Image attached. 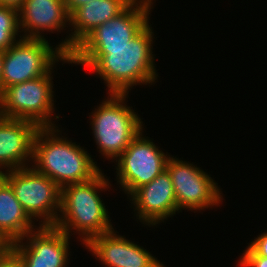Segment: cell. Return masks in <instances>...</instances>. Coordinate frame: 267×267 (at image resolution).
I'll list each match as a JSON object with an SVG mask.
<instances>
[{"label": "cell", "instance_id": "cell-1", "mask_svg": "<svg viewBox=\"0 0 267 267\" xmlns=\"http://www.w3.org/2000/svg\"><path fill=\"white\" fill-rule=\"evenodd\" d=\"M153 33L148 24L119 48H75L69 55L71 64L84 65L98 74L109 93L129 94L134 85H152L158 78L152 54Z\"/></svg>", "mask_w": 267, "mask_h": 267}, {"label": "cell", "instance_id": "cell-2", "mask_svg": "<svg viewBox=\"0 0 267 267\" xmlns=\"http://www.w3.org/2000/svg\"><path fill=\"white\" fill-rule=\"evenodd\" d=\"M108 180L100 170L88 181L62 187L60 213L54 226L68 236H71L72 230H76L84 246L92 238L114 230L98 193L110 188Z\"/></svg>", "mask_w": 267, "mask_h": 267}, {"label": "cell", "instance_id": "cell-3", "mask_svg": "<svg viewBox=\"0 0 267 267\" xmlns=\"http://www.w3.org/2000/svg\"><path fill=\"white\" fill-rule=\"evenodd\" d=\"M58 126L39 127L34 140L32 165L61 188L93 178L101 169L84 147L61 137ZM59 132V133H58ZM58 133V134H57ZM60 134V135H59Z\"/></svg>", "mask_w": 267, "mask_h": 267}, {"label": "cell", "instance_id": "cell-4", "mask_svg": "<svg viewBox=\"0 0 267 267\" xmlns=\"http://www.w3.org/2000/svg\"><path fill=\"white\" fill-rule=\"evenodd\" d=\"M107 95L89 117L99 153L115 161L144 127L141 118L125 103L128 94Z\"/></svg>", "mask_w": 267, "mask_h": 267}, {"label": "cell", "instance_id": "cell-5", "mask_svg": "<svg viewBox=\"0 0 267 267\" xmlns=\"http://www.w3.org/2000/svg\"><path fill=\"white\" fill-rule=\"evenodd\" d=\"M11 186L29 217L40 226H54L61 204V187L30 166L0 174ZM42 218V219H41Z\"/></svg>", "mask_w": 267, "mask_h": 267}, {"label": "cell", "instance_id": "cell-6", "mask_svg": "<svg viewBox=\"0 0 267 267\" xmlns=\"http://www.w3.org/2000/svg\"><path fill=\"white\" fill-rule=\"evenodd\" d=\"M52 71L34 80L5 88L0 97V116L28 120L38 127H56L52 117L59 119V116L53 114Z\"/></svg>", "mask_w": 267, "mask_h": 267}, {"label": "cell", "instance_id": "cell-7", "mask_svg": "<svg viewBox=\"0 0 267 267\" xmlns=\"http://www.w3.org/2000/svg\"><path fill=\"white\" fill-rule=\"evenodd\" d=\"M4 51L2 92L5 88L39 78L51 70L55 63H71V58L58 46L53 48L46 39L22 38ZM55 49V50H54Z\"/></svg>", "mask_w": 267, "mask_h": 267}, {"label": "cell", "instance_id": "cell-8", "mask_svg": "<svg viewBox=\"0 0 267 267\" xmlns=\"http://www.w3.org/2000/svg\"><path fill=\"white\" fill-rule=\"evenodd\" d=\"M141 131L116 159L117 183L122 191L130 196L137 188L150 183L166 170L170 155L159 150L158 146Z\"/></svg>", "mask_w": 267, "mask_h": 267}, {"label": "cell", "instance_id": "cell-9", "mask_svg": "<svg viewBox=\"0 0 267 267\" xmlns=\"http://www.w3.org/2000/svg\"><path fill=\"white\" fill-rule=\"evenodd\" d=\"M166 170L170 174L178 211H201L223 202L218 184L196 165L178 158L169 157Z\"/></svg>", "mask_w": 267, "mask_h": 267}, {"label": "cell", "instance_id": "cell-10", "mask_svg": "<svg viewBox=\"0 0 267 267\" xmlns=\"http://www.w3.org/2000/svg\"><path fill=\"white\" fill-rule=\"evenodd\" d=\"M153 0H133L121 13L96 27L75 48H119L148 24Z\"/></svg>", "mask_w": 267, "mask_h": 267}, {"label": "cell", "instance_id": "cell-11", "mask_svg": "<svg viewBox=\"0 0 267 267\" xmlns=\"http://www.w3.org/2000/svg\"><path fill=\"white\" fill-rule=\"evenodd\" d=\"M25 237L15 241L12 248L24 267H65L68 265L71 237L64 231L55 226H38L35 231L29 232ZM25 239L26 243L23 242Z\"/></svg>", "mask_w": 267, "mask_h": 267}, {"label": "cell", "instance_id": "cell-12", "mask_svg": "<svg viewBox=\"0 0 267 267\" xmlns=\"http://www.w3.org/2000/svg\"><path fill=\"white\" fill-rule=\"evenodd\" d=\"M129 197L137 211V219L148 226L164 222L169 216L173 217L175 212H179L172 180L167 170L150 183L137 188Z\"/></svg>", "mask_w": 267, "mask_h": 267}, {"label": "cell", "instance_id": "cell-13", "mask_svg": "<svg viewBox=\"0 0 267 267\" xmlns=\"http://www.w3.org/2000/svg\"><path fill=\"white\" fill-rule=\"evenodd\" d=\"M105 267H165L140 245L115 230L92 238L86 245Z\"/></svg>", "mask_w": 267, "mask_h": 267}, {"label": "cell", "instance_id": "cell-14", "mask_svg": "<svg viewBox=\"0 0 267 267\" xmlns=\"http://www.w3.org/2000/svg\"><path fill=\"white\" fill-rule=\"evenodd\" d=\"M38 128L28 120L0 116V174L4 168L10 171L31 166L28 163L32 161L33 140Z\"/></svg>", "mask_w": 267, "mask_h": 267}, {"label": "cell", "instance_id": "cell-15", "mask_svg": "<svg viewBox=\"0 0 267 267\" xmlns=\"http://www.w3.org/2000/svg\"><path fill=\"white\" fill-rule=\"evenodd\" d=\"M18 16L22 38L46 39L41 34L44 30L61 32L70 24L64 0H24L18 7Z\"/></svg>", "mask_w": 267, "mask_h": 267}, {"label": "cell", "instance_id": "cell-16", "mask_svg": "<svg viewBox=\"0 0 267 267\" xmlns=\"http://www.w3.org/2000/svg\"><path fill=\"white\" fill-rule=\"evenodd\" d=\"M133 0H93L70 14L71 33L58 47L70 55L75 47L96 27L121 13ZM71 25V26H70ZM74 31V32H72Z\"/></svg>", "mask_w": 267, "mask_h": 267}, {"label": "cell", "instance_id": "cell-17", "mask_svg": "<svg viewBox=\"0 0 267 267\" xmlns=\"http://www.w3.org/2000/svg\"><path fill=\"white\" fill-rule=\"evenodd\" d=\"M33 224L10 184L0 175V231L14 243L37 229Z\"/></svg>", "mask_w": 267, "mask_h": 267}, {"label": "cell", "instance_id": "cell-18", "mask_svg": "<svg viewBox=\"0 0 267 267\" xmlns=\"http://www.w3.org/2000/svg\"><path fill=\"white\" fill-rule=\"evenodd\" d=\"M19 30L18 8L0 5V50H7L18 41Z\"/></svg>", "mask_w": 267, "mask_h": 267}, {"label": "cell", "instance_id": "cell-19", "mask_svg": "<svg viewBox=\"0 0 267 267\" xmlns=\"http://www.w3.org/2000/svg\"><path fill=\"white\" fill-rule=\"evenodd\" d=\"M238 261L240 267H267V258L257 255L249 246Z\"/></svg>", "mask_w": 267, "mask_h": 267}, {"label": "cell", "instance_id": "cell-20", "mask_svg": "<svg viewBox=\"0 0 267 267\" xmlns=\"http://www.w3.org/2000/svg\"><path fill=\"white\" fill-rule=\"evenodd\" d=\"M248 246L259 256L267 258V231L258 235Z\"/></svg>", "mask_w": 267, "mask_h": 267}, {"label": "cell", "instance_id": "cell-21", "mask_svg": "<svg viewBox=\"0 0 267 267\" xmlns=\"http://www.w3.org/2000/svg\"><path fill=\"white\" fill-rule=\"evenodd\" d=\"M0 267H24L21 259L11 251L8 255L0 258Z\"/></svg>", "mask_w": 267, "mask_h": 267}, {"label": "cell", "instance_id": "cell-22", "mask_svg": "<svg viewBox=\"0 0 267 267\" xmlns=\"http://www.w3.org/2000/svg\"><path fill=\"white\" fill-rule=\"evenodd\" d=\"M13 248V242L10 241L1 231H0V258L8 255Z\"/></svg>", "mask_w": 267, "mask_h": 267}, {"label": "cell", "instance_id": "cell-23", "mask_svg": "<svg viewBox=\"0 0 267 267\" xmlns=\"http://www.w3.org/2000/svg\"><path fill=\"white\" fill-rule=\"evenodd\" d=\"M93 0H64L69 15L77 8L91 2Z\"/></svg>", "mask_w": 267, "mask_h": 267}, {"label": "cell", "instance_id": "cell-24", "mask_svg": "<svg viewBox=\"0 0 267 267\" xmlns=\"http://www.w3.org/2000/svg\"><path fill=\"white\" fill-rule=\"evenodd\" d=\"M24 0H0V5H9L18 8Z\"/></svg>", "mask_w": 267, "mask_h": 267}, {"label": "cell", "instance_id": "cell-25", "mask_svg": "<svg viewBox=\"0 0 267 267\" xmlns=\"http://www.w3.org/2000/svg\"><path fill=\"white\" fill-rule=\"evenodd\" d=\"M3 62H4V51L0 50V97L2 95V68H3Z\"/></svg>", "mask_w": 267, "mask_h": 267}]
</instances>
